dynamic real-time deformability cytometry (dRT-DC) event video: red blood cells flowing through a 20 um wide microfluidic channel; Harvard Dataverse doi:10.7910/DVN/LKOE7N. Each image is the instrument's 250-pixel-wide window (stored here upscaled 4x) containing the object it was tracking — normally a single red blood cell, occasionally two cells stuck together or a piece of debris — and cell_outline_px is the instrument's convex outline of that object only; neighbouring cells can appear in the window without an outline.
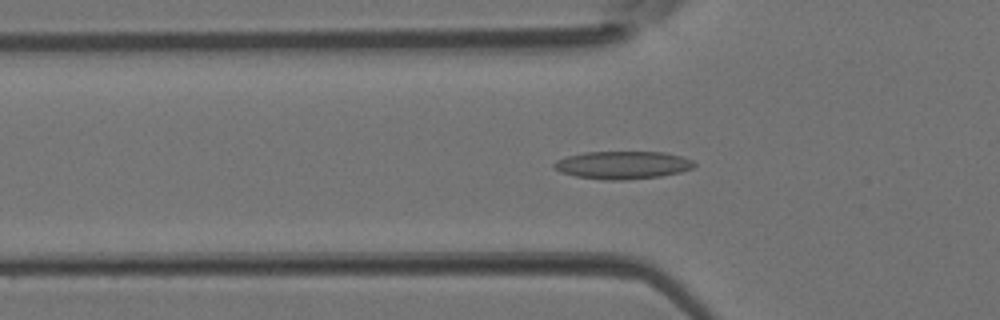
{"species": "Egyptian fruit bat (a non-hibernating species)", "species_latin": "Rousettus aegyptiacus", "temperature_condition": "room temperature", "stored_images_in_passage": 36, "camera_frame_rate_fps": 3000, "um_per_image_px": 0.085, "animal": {"sex": "female"}, "frame": {"image": 1, "passage_image": 11, "time_ms": 3.333, "image_size_px": [1000, 320], "cell_outline_px": [[696, 164], [692, 168], [680, 172], [660, 176], [628, 180], [604, 180], [576, 176], [560, 172], [552, 168], [552, 164], [556, 160], [568, 156], [584, 152], [664, 152], [680, 156], [692, 160]], "centroid_in_image_um": [52.89, 14.03], "position_along_channel_um": 72.9, "area_um2": 22.77}}
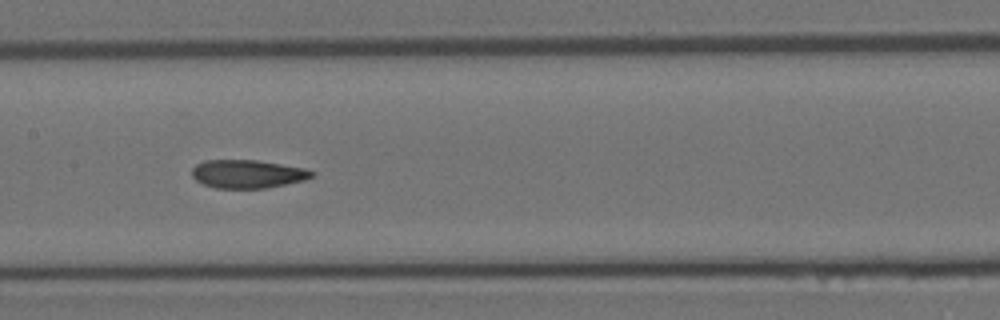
{"frame": {"image": 2, "passage_image": 18, "time_ms": 5.667, "image_size_px": [1000, 320], "cell_outline_px": [[316, 172], [312, 176], [304, 180], [264, 188], [216, 188], [204, 184], [196, 180], [192, 176], [192, 168], [196, 164], [204, 160], [256, 160], [304, 168]], "centroid_in_image_um": [21.01, 14.78], "position_along_channel_um": 186.4, "area_um2": 19.59}}
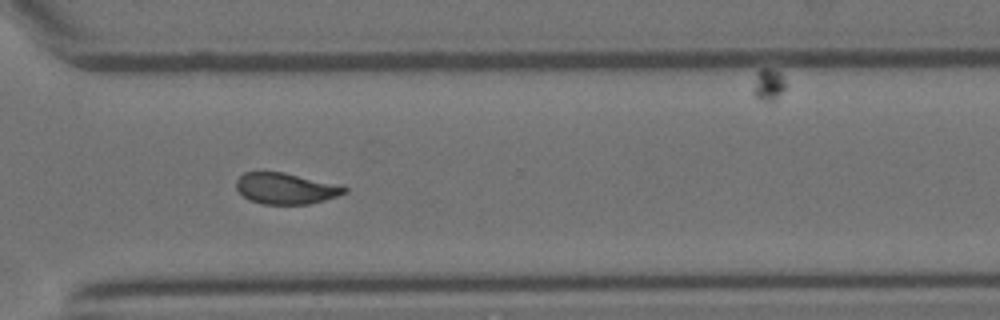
{"frame": {"image": 3, "passage_image": 28, "time_ms": 9.0, "image_size_px": [1000, 320], "cell_outline_px": [[348, 192], [324, 200], [308, 204], [264, 204], [248, 200], [236, 188], [236, 180], [244, 172], [284, 172], [340, 184], [348, 188]], "centroid_in_image_um": [24.31, 16.01], "position_along_channel_um": 346.3, "area_um2": 19.71}}